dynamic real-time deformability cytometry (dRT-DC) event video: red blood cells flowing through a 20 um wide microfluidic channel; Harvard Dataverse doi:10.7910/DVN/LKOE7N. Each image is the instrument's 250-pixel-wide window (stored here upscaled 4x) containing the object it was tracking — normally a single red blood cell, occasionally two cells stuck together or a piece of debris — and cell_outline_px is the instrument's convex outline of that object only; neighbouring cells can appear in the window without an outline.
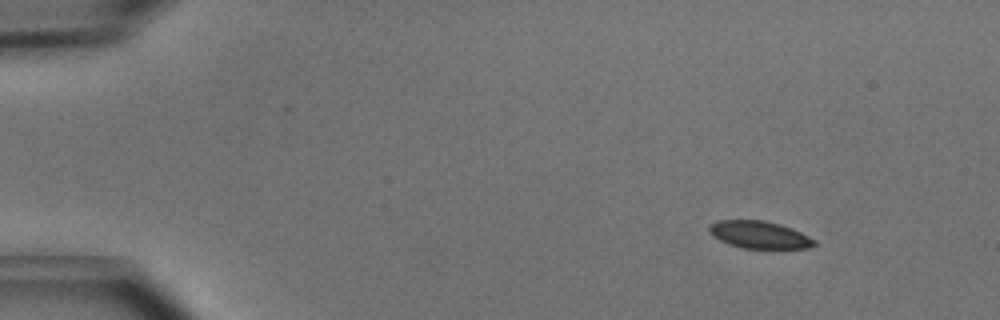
{"species": "common noctule bat (a hibernating species)", "species_latin": "Nyctalus noctula", "temperature_condition": "cold", "stored_images_in_passage": 4, "camera_frame_rate_fps": 3000, "um_per_image_px": 0.085, "animal": {"sex": "male", "body_mass_g": 15.6}, "frame": {"image": 1, "passage_image": 1, "time_ms": 0.0, "image_size_px": [1000, 320], "cell_outline_px": [[816, 244], [808, 248], [740, 248], [728, 244], [712, 236], [708, 232], [708, 228], [716, 220], [764, 220], [780, 224], [792, 228], [816, 240]], "centroid_in_image_um": [64.52, 19.95], "position_along_channel_um": 20.5, "area_um2": 16.82}}